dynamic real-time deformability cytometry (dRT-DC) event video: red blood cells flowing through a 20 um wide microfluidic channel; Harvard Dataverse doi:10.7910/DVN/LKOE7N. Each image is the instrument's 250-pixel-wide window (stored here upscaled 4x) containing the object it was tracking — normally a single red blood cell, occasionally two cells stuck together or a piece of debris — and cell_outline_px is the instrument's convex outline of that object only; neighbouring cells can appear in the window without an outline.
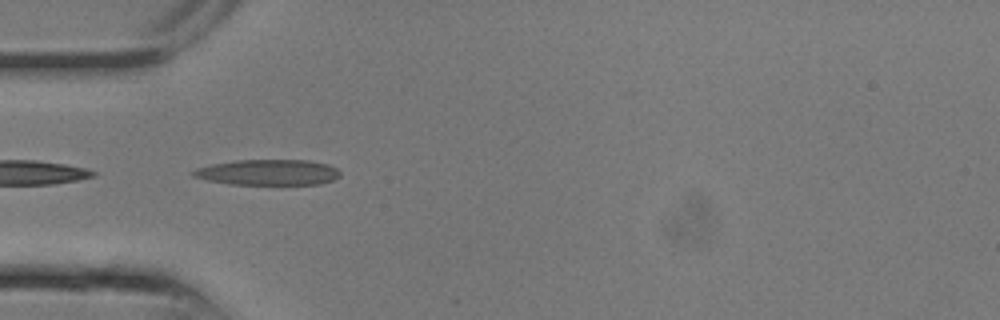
{"species": "common noctule bat (a hibernating species)", "species_latin": "Nyctalus noctula", "temperature_condition": "room temperature", "stored_images_in_passage": 11, "camera_frame_rate_fps": 3000, "um_per_image_px": 0.085, "animal": {"sex": "male", "body_mass_g": 13.3}, "frame": {"image": 1, "passage_image": 6, "time_ms": 1.667, "image_size_px": [1000, 320], "cell_outline_px": [[340, 176], [332, 180], [320, 184], [228, 184], [208, 180], [192, 176], [188, 172], [196, 168], [212, 164], [236, 160], [308, 160], [328, 164], [336, 168], [340, 172]], "centroid_in_image_um": [22.76, 14.64], "position_along_channel_um": 62.2, "area_um2": 22.02}}
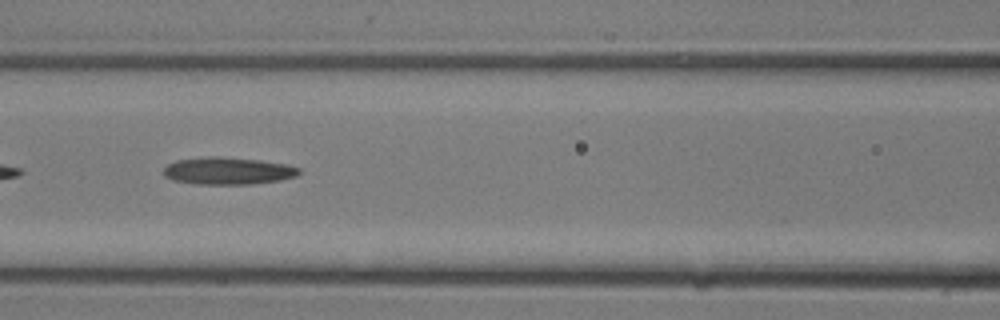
{"frame": {"image": 2, "passage_image": 9, "time_ms": 2.667, "image_size_px": [1000, 320], "cell_outline_px": [[300, 172], [296, 176], [280, 180], [252, 184], [196, 184], [172, 180], [164, 176], [164, 168], [168, 164], [176, 160], [208, 156], [220, 156], [260, 160], [288, 164], [300, 168]], "centroid_in_image_um": [19.37, 14.52], "position_along_channel_um": 147.2, "area_um2": 21.68}}